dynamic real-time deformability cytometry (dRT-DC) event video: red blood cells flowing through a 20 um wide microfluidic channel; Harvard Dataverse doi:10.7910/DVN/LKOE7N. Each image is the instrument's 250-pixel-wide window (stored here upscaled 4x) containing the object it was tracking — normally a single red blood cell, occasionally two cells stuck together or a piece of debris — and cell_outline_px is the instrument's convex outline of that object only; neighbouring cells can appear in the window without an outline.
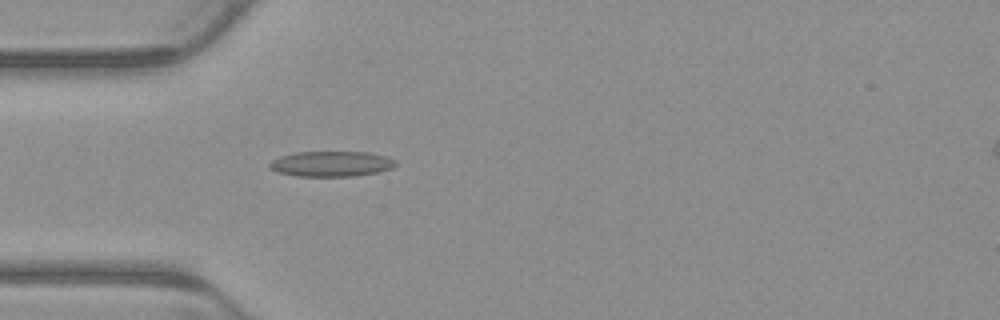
{"species": "common noctule bat (a hibernating species)", "species_latin": "Nyctalus noctula", "temperature_condition": "warm", "stored_images_in_passage": 3, "camera_frame_rate_fps": 3000, "um_per_image_px": 0.085, "animal": {"sex": "male", "body_mass_g": 23.1, "forearm_length_mm": 52.7}, "frame": {"image": 1, "passage_image": 3, "time_ms": 0.667, "image_size_px": [1000, 320], "cell_outline_px": [[396, 164], [392, 168], [376, 172], [352, 176], [296, 176], [280, 172], [268, 168], [268, 164], [272, 160], [280, 156], [296, 152], [368, 152], [384, 156], [396, 160]], "centroid_in_image_um": [28.13, 13.92], "position_along_channel_um": 56.9, "area_um2": 18.5}}